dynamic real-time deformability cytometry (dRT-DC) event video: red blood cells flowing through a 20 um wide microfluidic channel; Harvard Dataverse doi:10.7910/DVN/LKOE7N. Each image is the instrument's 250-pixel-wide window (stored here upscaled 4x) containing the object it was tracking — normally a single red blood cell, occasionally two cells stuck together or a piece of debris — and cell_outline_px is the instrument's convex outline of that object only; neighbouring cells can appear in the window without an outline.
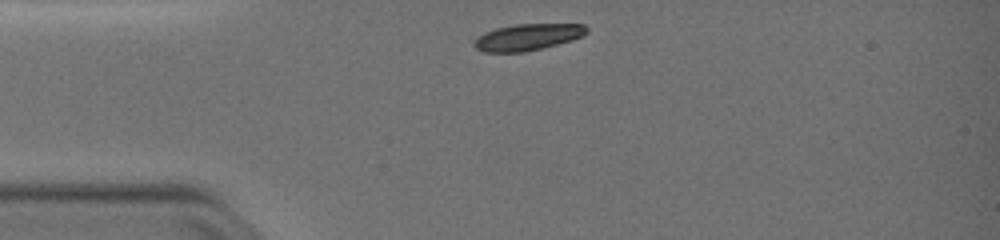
{"species": "common noctule bat (a hibernating species)", "species_latin": "Nyctalus noctula", "temperature_condition": "warm", "stored_images_in_passage": 35, "camera_frame_rate_fps": 3000, "um_per_image_px": 0.085, "animal": {"sex": "female", "body_mass_g": 19.0, "forearm_length_mm": 51.5}, "frame": {"image": 1, "passage_image": 1, "time_ms": 0.0, "image_size_px": [1000, 240], "cell_outline_px": [[588, 32], [584, 36], [572, 40], [524, 52], [484, 52], [476, 48], [472, 44], [484, 32], [496, 28], [516, 24], [584, 24], [588, 28]], "centroid_in_image_um": [44.87, 3.15], "position_along_channel_um": 40.1, "area_um2": 17.28}}
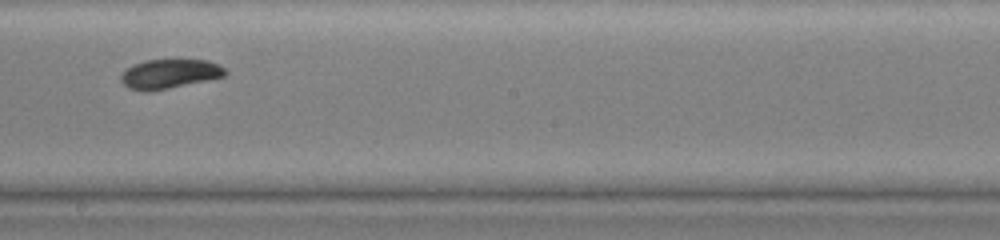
{"frame": {"image": 2, "passage_image": 19, "time_ms": 6.0, "image_size_px": [1000, 240], "cell_outline_px": [[228, 72], [224, 76], [168, 88], [148, 92], [144, 92], [128, 88], [120, 80], [120, 76], [132, 64], [144, 60], [208, 60], [220, 64]], "centroid_in_image_um": [14.39, 6.27], "position_along_channel_um": 233.8, "area_um2": 17.74}}
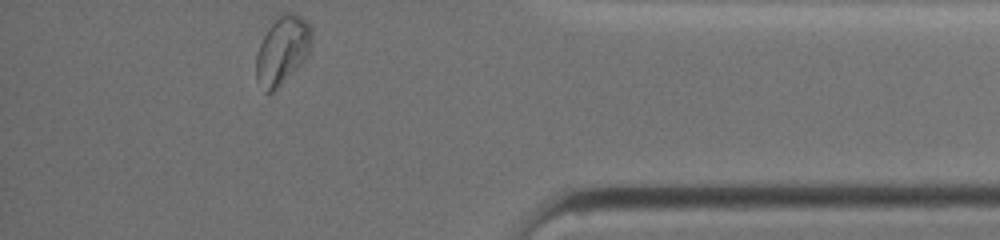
{"frame": {"image": 3, "passage_image": 35, "time_ms": 11.333, "image_size_px": [1000, 240], "cell_outline_px": [[312, 48], [304, 60], [272, 92], [264, 92], [256, 80], [256, 56], [260, 44], [268, 28], [280, 12], [292, 12], [300, 16], [312, 28]], "centroid_in_image_um": [24.0, 4.24], "position_along_channel_um": 411.2, "area_um2": 21.96}, "authors_computed_cell_mechanics": {"area_um2": 18.0914, "velocity_mm_per_s": 3.6635, "shape_relaxation_time_tau1_ms": 2.8915, "shape_relaxation_time_tau2_ms": 5.3096, "deformation_change_tau1": 0.1265, "deformation_change_tau2": 0.053}}